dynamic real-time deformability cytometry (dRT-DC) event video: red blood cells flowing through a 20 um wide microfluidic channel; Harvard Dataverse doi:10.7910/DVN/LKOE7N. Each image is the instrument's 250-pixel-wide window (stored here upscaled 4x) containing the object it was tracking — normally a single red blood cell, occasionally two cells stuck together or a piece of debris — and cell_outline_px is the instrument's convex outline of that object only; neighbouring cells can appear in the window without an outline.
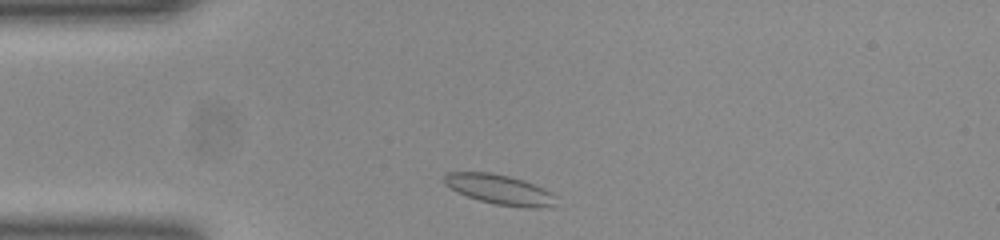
{"species": "common noctule bat (a hibernating species)", "species_latin": "Nyctalus noctula", "temperature_condition": "room temperature", "stored_images_in_passage": 32, "camera_frame_rate_fps": 3000, "um_per_image_px": 0.085, "animal": {"sex": "female", "body_mass_g": 23.0, "forearm_length_mm": 53.4}, "frame": {"image": 1, "passage_image": 2, "time_ms": 0.333, "image_size_px": [1000, 240], "cell_outline_px": [[556, 196], [552, 208], [528, 208], [496, 204], [480, 200], [456, 192], [444, 184], [444, 176], [448, 172], [492, 172], [524, 180], [552, 192]], "centroid_in_image_um": [42.48, 16.11], "position_along_channel_um": 42.5, "area_um2": 19.54}}
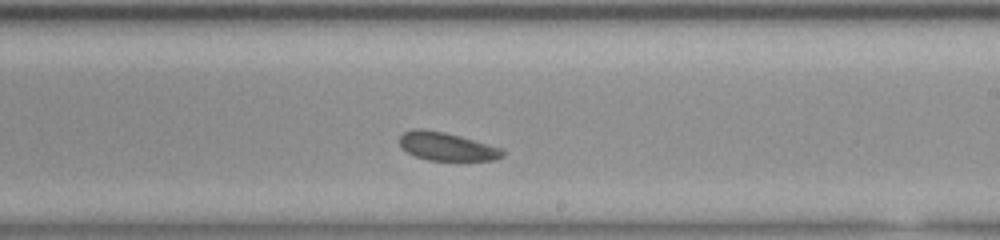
{"frame": {"image": 2, "passage_image": 20, "time_ms": 6.333, "image_size_px": [1000, 240], "cell_outline_px": [[504, 156], [496, 160], [428, 160], [416, 156], [408, 152], [400, 144], [400, 136], [404, 132], [416, 128], [420, 128], [444, 132], [460, 136], [504, 148]], "centroid_in_image_um": [38.02, 12.45], "position_along_channel_um": 251.0, "area_um2": 16.88}}
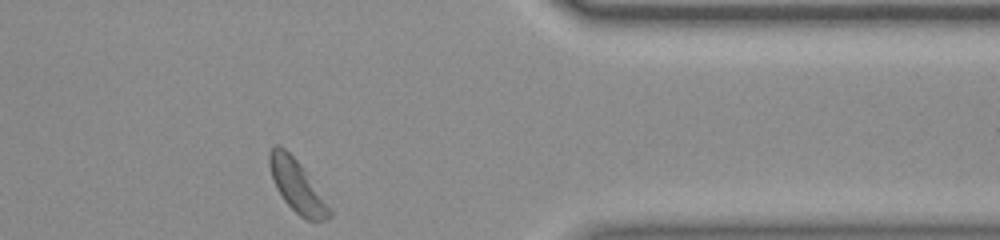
{"frame": {"image": 3, "passage_image": 32, "time_ms": 10.333, "image_size_px": [1000, 240], "cell_outline_px": [[332, 216], [324, 220], [308, 220], [300, 216], [284, 200], [276, 188], [268, 164], [268, 152], [276, 144], [280, 144], [300, 164], [332, 208]], "centroid_in_image_um": [25.25, 15.81], "position_along_channel_um": 386.2, "area_um2": 18.09}, "authors_computed_cell_mechanics": {"area_um2": 18.0336, "velocity_mm_per_s": 3.8485, "shape_relaxation_time_tau1_ms": 3.5779, "shape_relaxation_time_tau2_ms": 3.1501, "deformation_change_tau1": 0.0409, "deformation_change_tau2": 0.081}}